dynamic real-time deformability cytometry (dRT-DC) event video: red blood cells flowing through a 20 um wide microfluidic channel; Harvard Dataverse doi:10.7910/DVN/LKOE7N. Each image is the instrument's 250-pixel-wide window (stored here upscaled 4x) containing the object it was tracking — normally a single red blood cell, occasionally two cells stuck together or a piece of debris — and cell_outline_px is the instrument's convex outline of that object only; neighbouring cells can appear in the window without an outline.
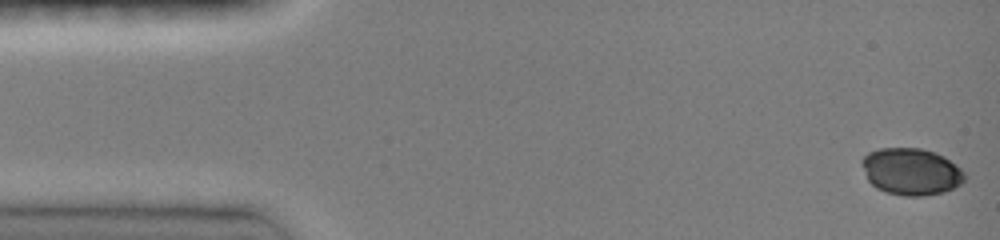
{"species": "common noctule bat (a hibernating species)", "species_latin": "Nyctalus noctula", "temperature_condition": "room temperature", "stored_images_in_passage": 46, "camera_frame_rate_fps": 3000, "um_per_image_px": 0.085, "animal": {"sex": "female", "body_mass_g": 19.0, "forearm_length_mm": 51.5}, "frame": {"image": 1, "passage_image": 1, "time_ms": 0.0, "image_size_px": [1000, 240], "cell_outline_px": [[964, 180], [960, 184], [944, 192], [924, 196], [904, 196], [884, 192], [876, 188], [868, 180], [860, 160], [868, 152], [880, 148], [920, 148], [936, 152], [944, 156], [956, 164], [964, 172]], "centroid_in_image_um": [77.43, 14.58], "position_along_channel_um": 7.6, "area_um2": 28.21}}
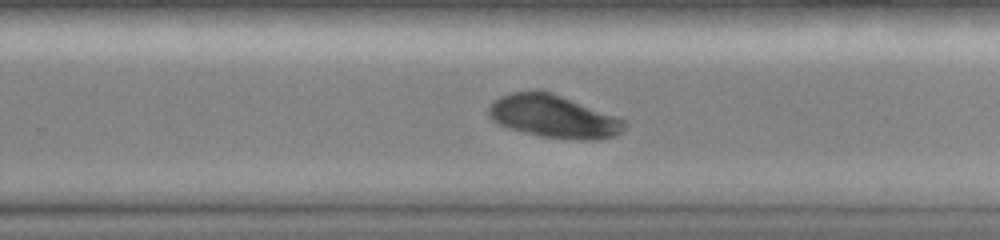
{"frame": {"image": 2, "passage_image": 30, "time_ms": 9.667, "image_size_px": [1000, 240], "cell_outline_px": [[628, 124], [616, 136], [596, 140], [580, 140], [540, 136], [508, 128], [492, 120], [488, 116], [488, 108], [492, 100], [500, 96], [512, 92], [540, 88], [552, 92], [628, 120]], "centroid_in_image_um": [47.06, 9.87], "position_along_channel_um": 282.7, "area_um2": 34.51}}
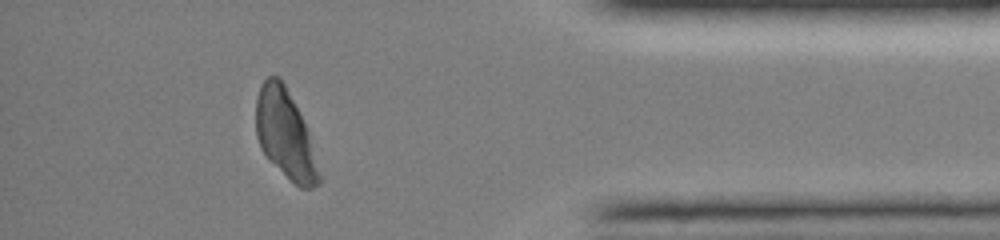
{"frame": {"image": 3, "passage_image": 41, "time_ms": 13.333, "image_size_px": [1000, 240], "cell_outline_px": [[320, 184], [312, 188], [300, 188], [268, 160], [260, 148], [256, 136], [256, 96], [260, 84], [268, 76], [276, 76], [284, 84], [308, 132], [320, 176]], "centroid_in_image_um": [24.2, 11.43], "position_along_channel_um": 411.0, "area_um2": 31.96}}